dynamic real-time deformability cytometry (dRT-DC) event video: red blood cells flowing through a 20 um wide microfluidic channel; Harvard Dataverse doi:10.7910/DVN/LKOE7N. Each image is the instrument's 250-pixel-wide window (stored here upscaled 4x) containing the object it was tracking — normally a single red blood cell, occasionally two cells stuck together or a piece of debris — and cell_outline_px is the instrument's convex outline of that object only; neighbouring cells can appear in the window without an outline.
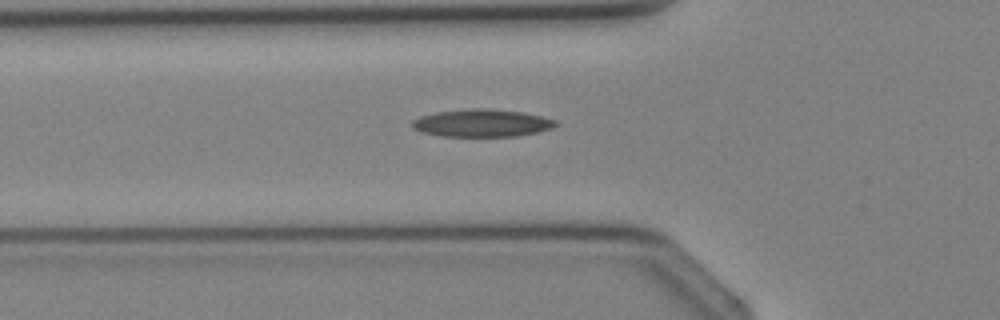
{"species": "Egyptian fruit bat (a non-hibernating species)", "species_latin": "Rousettus aegyptiacus", "temperature_condition": "cold", "stored_images_in_passage": 5, "camera_frame_rate_fps": 3000, "um_per_image_px": 0.085, "animal": {"sex": "female"}, "frame": {"image": 1, "passage_image": 5, "time_ms": 5.0, "image_size_px": [1000, 320], "cell_outline_px": [[556, 124], [552, 128], [536, 132], [516, 136], [444, 136], [424, 132], [412, 128], [412, 120], [420, 116], [436, 112], [472, 108], [484, 108], [524, 112], [556, 120]], "centroid_in_image_um": [40.95, 10.45], "position_along_channel_um": 84.9, "area_um2": 22.83}}